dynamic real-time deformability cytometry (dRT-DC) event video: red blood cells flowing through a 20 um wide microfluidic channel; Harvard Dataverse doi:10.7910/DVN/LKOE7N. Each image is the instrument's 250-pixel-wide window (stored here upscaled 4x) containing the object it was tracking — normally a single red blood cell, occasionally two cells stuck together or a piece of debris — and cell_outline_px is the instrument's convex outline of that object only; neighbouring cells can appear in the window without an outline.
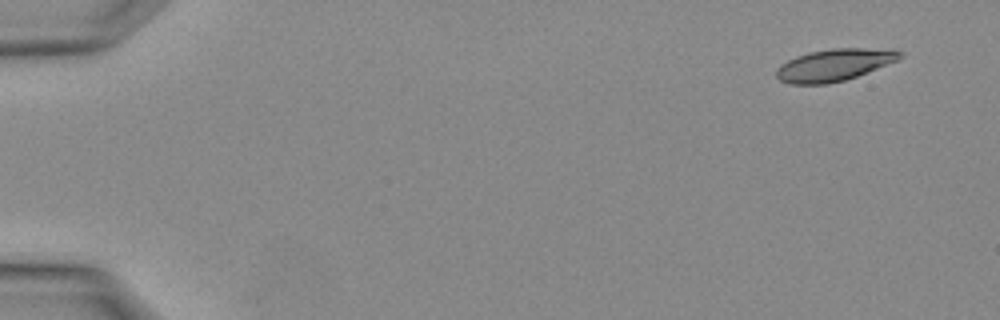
{"species": "Egyptian fruit bat (a non-hibernating species)", "species_latin": "Rousettus aegyptiacus", "temperature_condition": "warm", "stored_images_in_passage": 3, "camera_frame_rate_fps": 3000, "um_per_image_px": 0.085, "animal": {"sex": "female"}, "frame": {"image": 1, "passage_image": 3, "time_ms": 0.667, "image_size_px": [1000, 320], "cell_outline_px": [[904, 52], [896, 60], [856, 76], [844, 80], [828, 84], [792, 84], [780, 80], [776, 76], [776, 68], [780, 64], [796, 56], [808, 52], [832, 48], [892, 48]], "centroid_in_image_um": [70.88, 5.5], "position_along_channel_um": 14.1, "area_um2": 23.0}}